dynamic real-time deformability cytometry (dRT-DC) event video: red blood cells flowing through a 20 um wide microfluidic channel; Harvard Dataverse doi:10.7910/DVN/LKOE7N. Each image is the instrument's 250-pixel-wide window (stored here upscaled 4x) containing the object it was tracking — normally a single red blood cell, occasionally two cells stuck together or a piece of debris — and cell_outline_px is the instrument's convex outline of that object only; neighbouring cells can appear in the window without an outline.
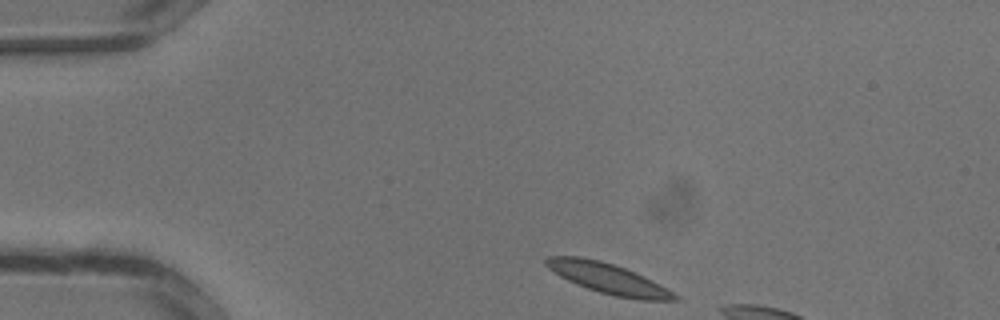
{"species": "common noctule bat (a hibernating species)", "species_latin": "Nyctalus noctula", "temperature_condition": "warm", "stored_images_in_passage": 5, "camera_frame_rate_fps": 3000, "um_per_image_px": 0.085, "animal": {"sex": "male", "body_mass_g": 13.3}, "frame": {"image": 1, "passage_image": 1, "time_ms": 0.0, "image_size_px": [1000, 320], "cell_outline_px": [[680, 300], [640, 300], [616, 296], [600, 292], [576, 284], [560, 276], [548, 268], [544, 264], [544, 260], [548, 256], [580, 256], [600, 260], [624, 268], [644, 276], [668, 288], [680, 296]], "centroid_in_image_um": [51.71, 23.67], "position_along_channel_um": 33.3, "area_um2": 22.72}}